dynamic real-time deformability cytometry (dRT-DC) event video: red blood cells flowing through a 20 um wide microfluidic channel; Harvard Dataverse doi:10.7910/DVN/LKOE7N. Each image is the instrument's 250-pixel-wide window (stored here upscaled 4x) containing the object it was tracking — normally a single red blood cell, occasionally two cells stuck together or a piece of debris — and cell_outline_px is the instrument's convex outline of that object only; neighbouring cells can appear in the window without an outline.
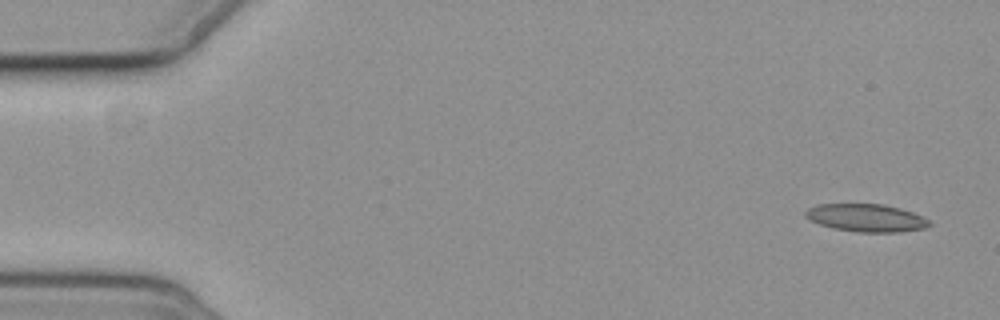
{"species": "common noctule bat (a hibernating species)", "species_latin": "Nyctalus noctula", "temperature_condition": "cold", "stored_images_in_passage": 5, "camera_frame_rate_fps": 3000, "um_per_image_px": 0.085, "animal": {"sex": "female", "body_mass_g": 19.3, "forearm_length_mm": 54.1}, "frame": {"image": 1, "passage_image": 1, "time_ms": 0.0, "image_size_px": [1000, 320], "cell_outline_px": [[932, 224], [924, 228], [900, 232], [860, 232], [836, 228], [820, 224], [804, 216], [804, 212], [808, 208], [820, 204], [884, 204], [900, 208], [912, 212], [928, 220]], "centroid_in_image_um": [73.64, 18.51], "position_along_channel_um": 11.4, "area_um2": 19.77}}
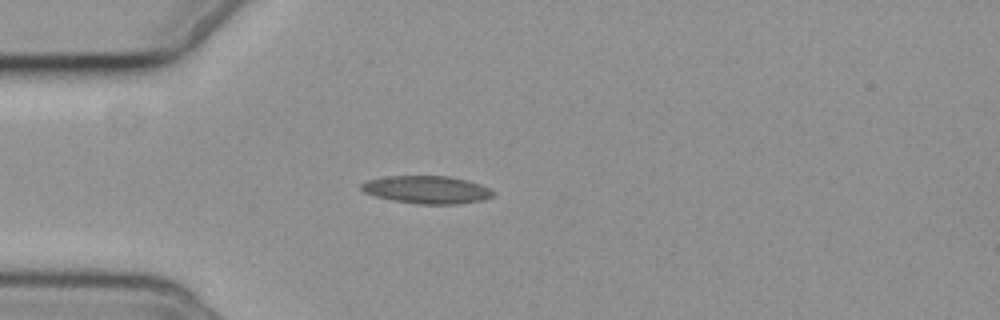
{"frame": {"image": 2, "passage_image": 5, "time_ms": 4.333, "image_size_px": [1000, 320], "cell_outline_px": [[496, 192], [492, 196], [480, 200], [456, 204], [420, 204], [392, 200], [376, 196], [364, 192], [360, 188], [360, 184], [368, 180], [388, 176], [448, 176], [468, 180], [480, 184]], "centroid_in_image_um": [36.27, 16.12], "position_along_channel_um": 48.7, "area_um2": 21.15}}